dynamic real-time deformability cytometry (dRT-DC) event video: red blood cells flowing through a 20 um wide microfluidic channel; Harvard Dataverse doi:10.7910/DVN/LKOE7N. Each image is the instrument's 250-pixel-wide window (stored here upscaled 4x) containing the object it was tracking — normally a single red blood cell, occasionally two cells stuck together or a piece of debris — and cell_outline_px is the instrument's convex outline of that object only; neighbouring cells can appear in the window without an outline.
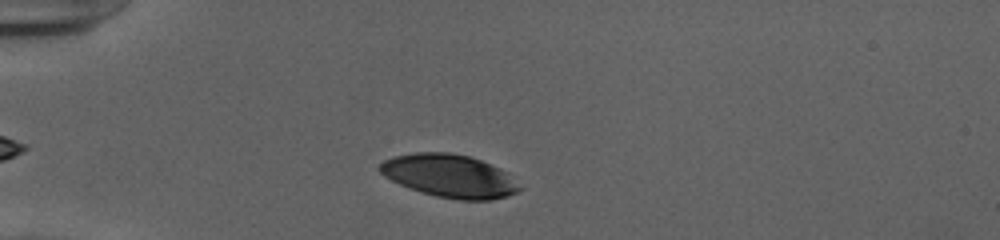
{"species": "human", "species_latin": "Homo sapiens", "temperature_condition": "cold", "stored_images_in_passage": 37, "camera_frame_rate_fps": 3000, "um_per_image_px": 0.085, "donor": {"sex": "female"}, "frame": {"image": 1, "passage_image": 6, "time_ms": 1.667, "image_size_px": [1000, 240], "cell_outline_px": [[524, 188], [508, 196], [492, 200], [456, 200], [436, 196], [420, 192], [400, 184], [384, 176], [376, 168], [384, 160], [392, 156], [416, 152], [448, 152], [468, 156], [480, 160], [500, 168], [508, 172]], "centroid_in_image_um": [38.23, 14.96], "position_along_channel_um": 46.8, "area_um2": 35.32}}
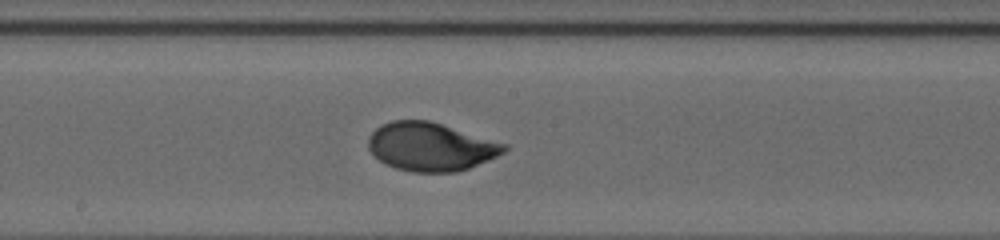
{"frame": {"image": 2, "passage_image": 21, "time_ms": 6.667, "image_size_px": [1000, 240], "cell_outline_px": [[508, 148], [504, 152], [496, 156], [468, 168], [456, 172], [412, 172], [396, 168], [384, 164], [368, 148], [368, 136], [380, 124], [392, 120], [428, 120], [508, 144]], "centroid_in_image_um": [36.58, 12.46], "position_along_channel_um": 211.6, "area_um2": 38.15}}
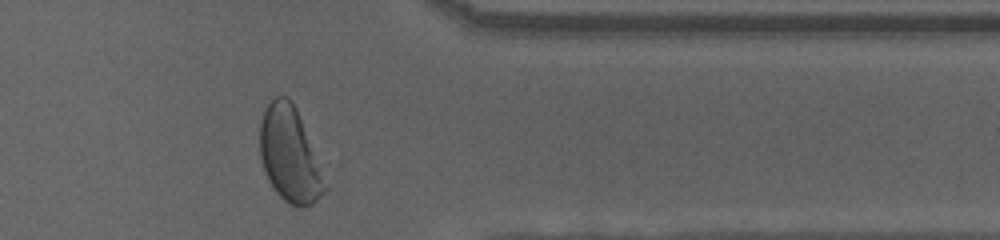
{"frame": {"image": 3, "passage_image": 35, "time_ms": 11.333, "image_size_px": [1000, 240], "cell_outline_px": [[328, 188], [312, 204], [292, 204], [284, 200], [276, 192], [268, 180], [264, 172], [260, 156], [260, 120], [268, 104], [276, 96], [284, 96], [296, 108]], "centroid_in_image_um": [24.58, 13.15], "position_along_channel_um": 386.8, "area_um2": 34.85}, "authors_computed_cell_mechanics": {"area_um2": 37.57, "velocity_mm_per_s": 3.9124, "shape_relaxation_time_tau1_ms": 3.5784, "shape_relaxation_time_tau2_ms": null, "deformation_change_tau1": 0.1942, "deformation_change_tau2": null}}